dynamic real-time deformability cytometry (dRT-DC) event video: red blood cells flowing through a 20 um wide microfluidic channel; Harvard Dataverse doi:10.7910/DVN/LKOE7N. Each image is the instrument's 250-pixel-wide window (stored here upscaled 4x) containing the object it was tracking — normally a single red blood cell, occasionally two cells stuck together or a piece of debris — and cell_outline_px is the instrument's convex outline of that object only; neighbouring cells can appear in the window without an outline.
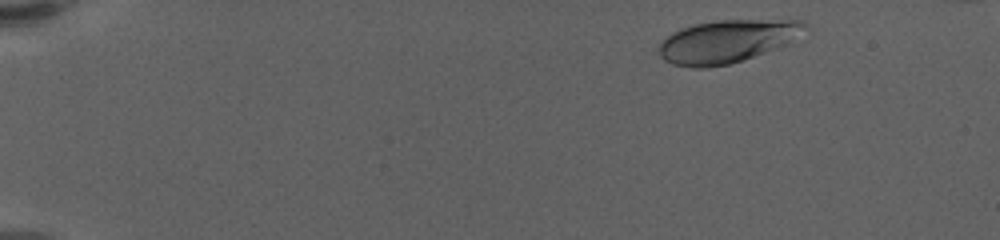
{"species": "human", "species_latin": "Homo sapiens", "temperature_condition": "warm", "stored_images_in_passage": 51, "camera_frame_rate_fps": 3000, "um_per_image_px": 0.085, "donor": {"sex": "female"}, "frame": {"image": 1, "passage_image": 4, "time_ms": 1.0, "image_size_px": [1000, 240], "cell_outline_px": [[808, 28], [788, 44], [780, 48], [744, 60], [728, 64], [708, 68], [692, 68], [672, 64], [664, 60], [660, 56], [656, 48], [672, 32], [696, 24], [720, 20], [800, 20]], "centroid_in_image_um": [61.8, 3.53], "position_along_channel_um": 23.2, "area_um2": 36.53}}
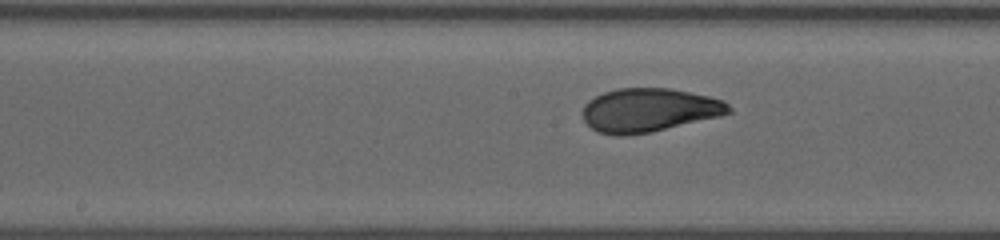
{"frame": {"image": 2, "passage_image": 29, "time_ms": 9.333, "image_size_px": [1000, 240], "cell_outline_px": [[732, 112], [720, 116], [652, 132], [620, 136], [616, 136], [596, 132], [584, 120], [580, 112], [584, 104], [588, 100], [604, 92], [616, 88], [672, 88], [708, 96], [724, 100], [732, 108]], "centroid_in_image_um": [55.14, 9.36], "position_along_channel_um": 193.1, "area_um2": 37.51}}
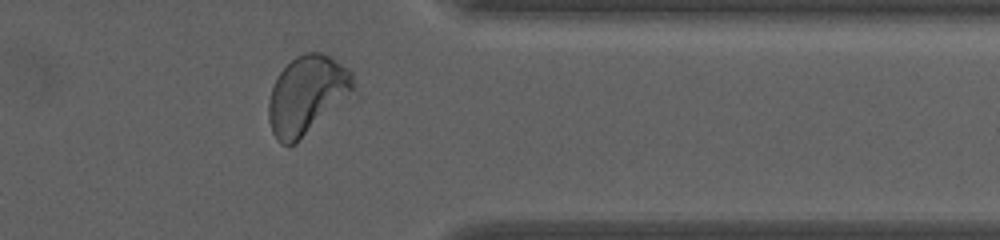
{"frame": {"image": 3, "passage_image": 46, "time_ms": 15.0, "image_size_px": [1000, 240], "cell_outline_px": [[360, 96], [296, 144], [288, 148], [280, 144], [276, 140], [272, 132], [268, 120], [268, 104], [272, 88], [280, 72], [296, 56], [304, 52], [320, 52], [332, 56], [348, 68], [352, 72], [360, 92]], "centroid_in_image_um": [26.25, 8.15], "position_along_channel_um": 385.1, "area_um2": 41.5}, "authors_computed_cell_mechanics": {"area_um2": 36.5874, "velocity_mm_per_s": 3.4896, "shape_relaxation_time_tau1_ms": 5.2415, "shape_relaxation_time_tau2_ms": null, "deformation_change_tau1": 0.1673, "deformation_change_tau2": null}}